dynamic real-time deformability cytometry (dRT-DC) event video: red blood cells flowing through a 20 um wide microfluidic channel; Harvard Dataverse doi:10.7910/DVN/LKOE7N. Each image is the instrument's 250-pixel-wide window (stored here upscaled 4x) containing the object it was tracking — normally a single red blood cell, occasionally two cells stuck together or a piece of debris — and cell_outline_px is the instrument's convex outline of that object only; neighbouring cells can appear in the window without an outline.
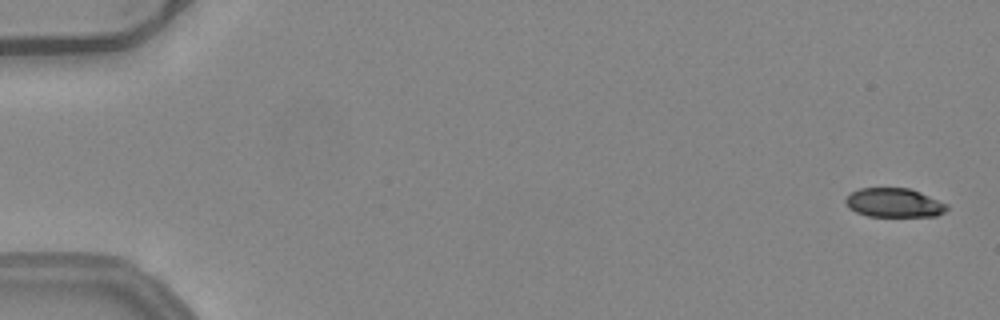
{"species": "common noctule bat (a hibernating species)", "species_latin": "Nyctalus noctula", "temperature_condition": "warm", "stored_images_in_passage": 17, "camera_frame_rate_fps": 3000, "um_per_image_px": 0.085, "animal": {"sex": "female", "body_mass_g": 24.6, "forearm_length_mm": 56.2}, "frame": {"image": 1, "passage_image": 2, "time_ms": 0.333, "image_size_px": [1000, 320], "cell_outline_px": [[948, 208], [944, 212], [936, 216], [868, 216], [856, 212], [848, 208], [844, 200], [852, 192], [860, 188], [908, 188], [920, 192], [948, 204]], "centroid_in_image_um": [75.99, 17.24], "position_along_channel_um": 9.0, "area_um2": 17.11}}
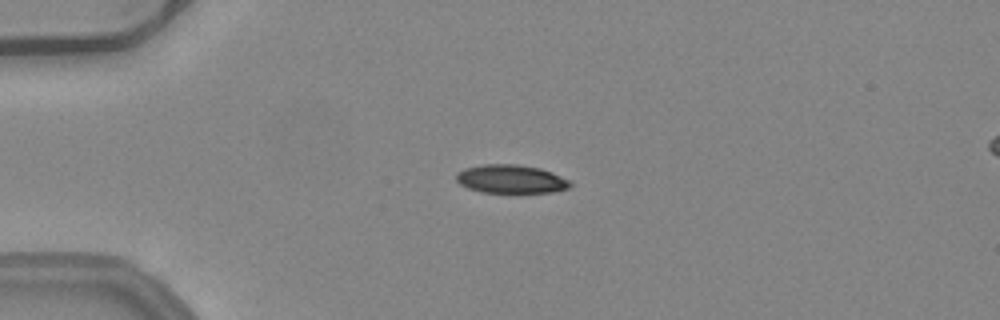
{"frame": {"image": 2, "passage_image": 14, "time_ms": 4.333, "image_size_px": [1000, 320], "cell_outline_px": [[572, 184], [568, 188], [552, 192], [480, 192], [468, 188], [460, 184], [456, 180], [456, 172], [464, 168], [484, 164], [516, 164], [540, 168], [552, 172], [572, 180]], "centroid_in_image_um": [43.44, 15.21], "position_along_channel_um": 41.6, "area_um2": 19.02}}